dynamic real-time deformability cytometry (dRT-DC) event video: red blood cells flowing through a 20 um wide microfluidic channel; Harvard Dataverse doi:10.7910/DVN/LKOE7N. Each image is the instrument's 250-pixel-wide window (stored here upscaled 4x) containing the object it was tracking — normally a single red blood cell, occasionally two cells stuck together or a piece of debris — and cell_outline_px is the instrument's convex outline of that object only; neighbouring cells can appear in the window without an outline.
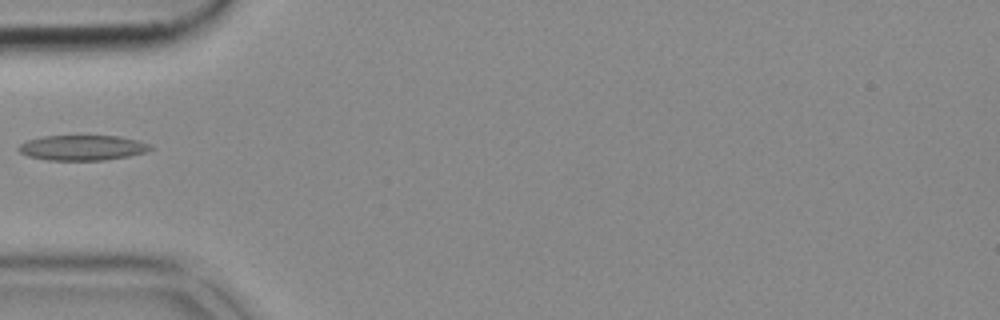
{"species": "common noctule bat (a hibernating species)", "species_latin": "Nyctalus noctula", "temperature_condition": "cold", "stored_images_in_passage": 36, "camera_frame_rate_fps": 3000, "um_per_image_px": 0.085, "animal": {"sex": "female", "body_mass_g": 18.4}, "frame": {"image": 1, "passage_image": 1, "time_ms": 0.0, "image_size_px": [1000, 320], "cell_outline_px": [[152, 148], [144, 152], [128, 156], [104, 160], [48, 160], [28, 156], [20, 152], [16, 148], [20, 144], [28, 140], [44, 136], [120, 136], [140, 140], [148, 144]], "centroid_in_image_um": [6.99, 12.55], "position_along_channel_um": 78.0, "area_um2": 19.25}}
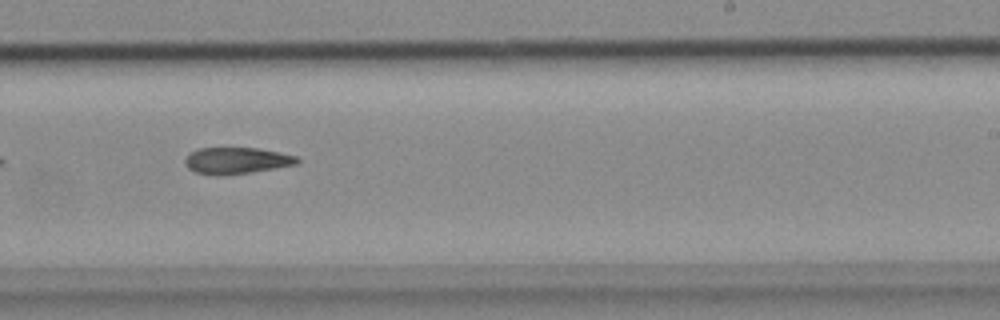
{"frame": {"image": 2, "passage_image": 16, "time_ms": 5.0, "image_size_px": [1000, 320], "cell_outline_px": [[300, 160], [296, 164], [252, 172], [220, 176], [196, 172], [188, 168], [184, 164], [184, 160], [196, 148], [256, 148], [296, 156]], "centroid_in_image_um": [20.07, 13.66], "position_along_channel_um": 268.9, "area_um2": 17.11}}